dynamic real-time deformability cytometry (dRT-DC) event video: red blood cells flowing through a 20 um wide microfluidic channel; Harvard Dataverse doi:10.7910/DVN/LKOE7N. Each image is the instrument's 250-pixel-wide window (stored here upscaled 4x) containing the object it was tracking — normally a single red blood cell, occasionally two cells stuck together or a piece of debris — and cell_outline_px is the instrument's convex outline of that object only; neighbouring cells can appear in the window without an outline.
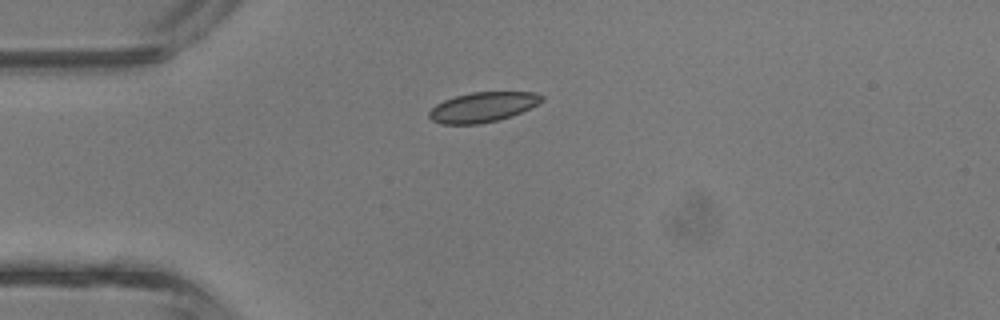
{"species": "common noctule bat (a hibernating species)", "species_latin": "Nyctalus noctula", "temperature_condition": "room temperature", "stored_images_in_passage": 1, "camera_frame_rate_fps": 3000, "um_per_image_px": 0.085, "animal": {"sex": "male", "body_mass_g": 13.3}, "frame": {"image": 1, "passage_image": 1, "time_ms": 0.0, "image_size_px": [1000, 320], "cell_outline_px": [[544, 100], [512, 116], [480, 124], [440, 124], [432, 120], [428, 116], [428, 112], [436, 104], [444, 100], [456, 96], [472, 92], [536, 92], [544, 96]], "centroid_in_image_um": [41.01, 9.1], "position_along_channel_um": 44.0, "area_um2": 19.54}}